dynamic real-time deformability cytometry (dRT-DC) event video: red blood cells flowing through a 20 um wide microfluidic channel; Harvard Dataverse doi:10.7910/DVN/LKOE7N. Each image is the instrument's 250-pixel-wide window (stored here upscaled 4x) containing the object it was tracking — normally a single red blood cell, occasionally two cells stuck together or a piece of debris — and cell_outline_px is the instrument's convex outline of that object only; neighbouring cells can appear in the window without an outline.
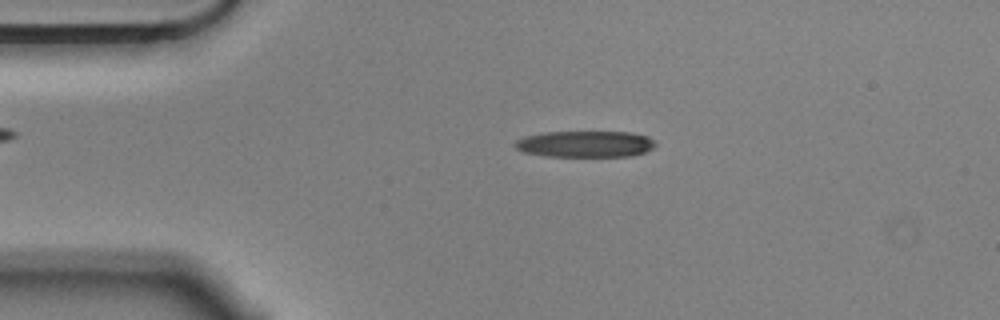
{"species": "Egyptian fruit bat (a non-hibernating species)", "species_latin": "Rousettus aegyptiacus", "temperature_condition": "cold", "stored_images_in_passage": 54, "camera_frame_rate_fps": 3000, "um_per_image_px": 0.085, "animal": {"sex": "male"}, "frame": {"image": 1, "passage_image": 10, "time_ms": 3.0, "image_size_px": [1000, 320], "cell_outline_px": [[656, 144], [652, 148], [644, 152], [632, 156], [544, 156], [524, 152], [516, 148], [512, 144], [516, 140], [524, 136], [544, 132], [632, 132], [648, 136], [656, 140]], "centroid_in_image_um": [49.74, 12.23], "position_along_channel_um": 35.3, "area_um2": 21.73}}
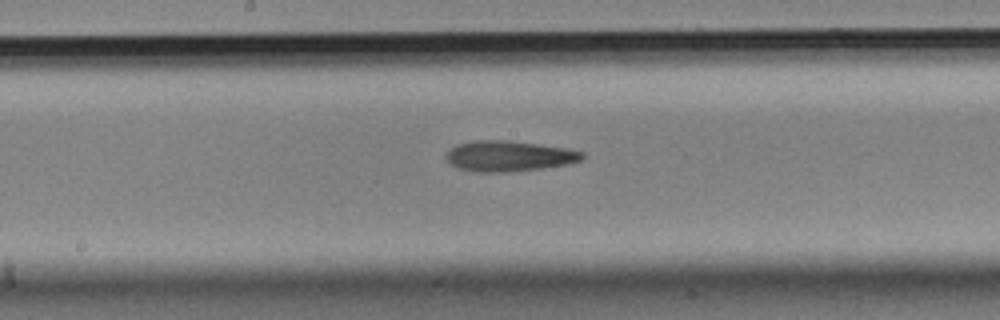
{"frame": {"image": 2, "passage_image": 27, "time_ms": 8.667, "image_size_px": [1000, 320], "cell_outline_px": [[584, 156], [580, 160], [568, 164], [544, 168], [504, 172], [476, 172], [460, 168], [452, 164], [448, 160], [448, 152], [456, 144], [472, 140], [508, 140], [564, 148], [584, 152]], "centroid_in_image_um": [43.27, 13.26], "position_along_channel_um": 204.9, "area_um2": 23.93}}
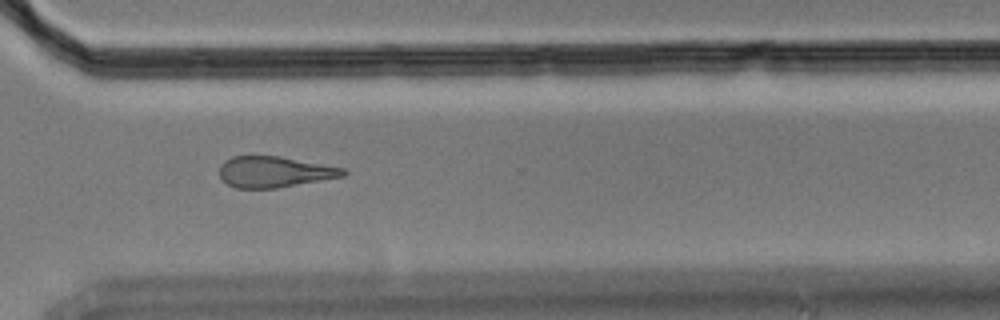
{"frame": {"image": 3, "passage_image": 39, "time_ms": 12.667, "image_size_px": [1000, 320], "cell_outline_px": [[348, 172], [344, 176], [276, 188], [236, 188], [228, 184], [220, 176], [220, 164], [224, 160], [232, 156], [280, 156], [344, 168]], "centroid_in_image_um": [23.31, 14.6], "position_along_channel_um": 347.3, "area_um2": 22.2}, "authors_computed_cell_mechanics": {"area_um2": 23.4668, "velocity_mm_per_s": 3.5723, "shape_relaxation_time_tau1_ms": 6.6052, "shape_relaxation_time_tau2_ms": 10.4663, "deformation_change_tau1": 0.1915, "deformation_change_tau2": 0.2904}}